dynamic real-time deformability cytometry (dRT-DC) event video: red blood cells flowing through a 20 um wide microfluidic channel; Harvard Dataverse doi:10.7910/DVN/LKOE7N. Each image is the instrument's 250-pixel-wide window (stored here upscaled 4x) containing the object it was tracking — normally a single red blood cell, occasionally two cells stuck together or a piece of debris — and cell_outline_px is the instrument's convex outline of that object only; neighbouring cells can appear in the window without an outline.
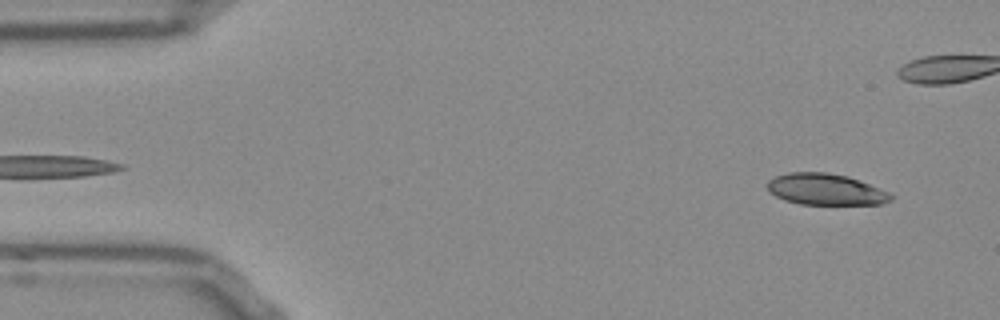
{"species": "Egyptian fruit bat (a non-hibernating species)", "species_latin": "Rousettus aegyptiacus", "temperature_condition": "room temperature", "stored_images_in_passage": 54, "camera_frame_rate_fps": 3000, "um_per_image_px": 0.085, "frame": {"image": 1, "passage_image": 4, "time_ms": 1.0, "image_size_px": [1000, 320], "cell_outline_px": [[892, 200], [880, 204], [800, 204], [784, 200], [768, 192], [768, 180], [776, 176], [788, 172], [824, 172], [848, 176], [888, 192], [892, 196]], "centroid_in_image_um": [70.13, 16.09], "position_along_channel_um": 14.9, "area_um2": 22.37}}
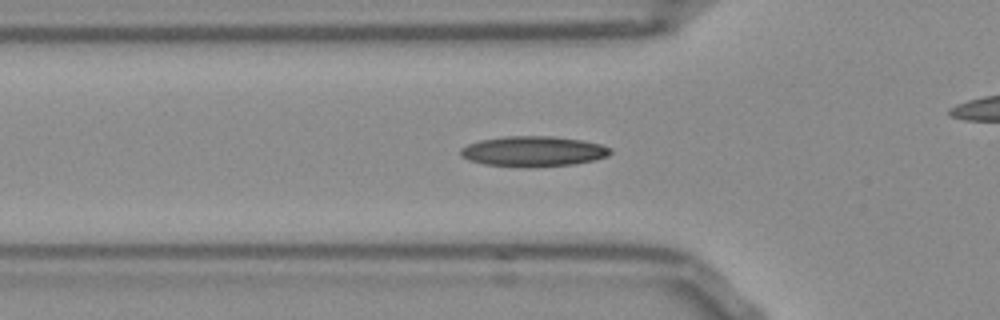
{"frame": {"image": 2, "passage_image": 17, "time_ms": 5.333, "image_size_px": [1000, 320], "cell_outline_px": [[612, 152], [608, 156], [592, 160], [572, 164], [524, 168], [484, 164], [468, 160], [460, 156], [460, 148], [468, 144], [480, 140], [504, 136], [556, 136], [584, 140], [600, 144], [612, 148]], "centroid_in_image_um": [45.31, 12.86], "position_along_channel_um": 80.5, "area_um2": 26.76}}
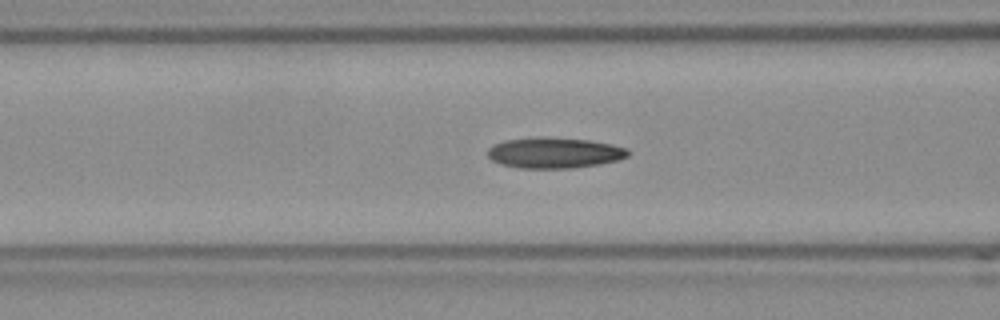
{"frame": {"image": 3, "passage_image": 20, "time_ms": 6.333, "image_size_px": [1000, 320], "cell_outline_px": [[632, 152], [628, 156], [620, 160], [600, 164], [576, 168], [520, 168], [500, 164], [492, 160], [488, 156], [488, 148], [492, 144], [504, 140], [536, 136], [544, 136], [588, 140], [612, 144], [628, 148]], "centroid_in_image_um": [47.14, 12.98], "position_along_channel_um": 119.5, "area_um2": 25.66}, "authors_computed_cell_mechanics": {"area_um2": 24.1893, "velocity_mm_per_s": 3.8089, "shape_relaxation_time_tau1_ms": null, "shape_relaxation_time_tau2_ms": 3.9124, "deformation_change_tau1": null, "deformation_change_tau2": 0.1141}}